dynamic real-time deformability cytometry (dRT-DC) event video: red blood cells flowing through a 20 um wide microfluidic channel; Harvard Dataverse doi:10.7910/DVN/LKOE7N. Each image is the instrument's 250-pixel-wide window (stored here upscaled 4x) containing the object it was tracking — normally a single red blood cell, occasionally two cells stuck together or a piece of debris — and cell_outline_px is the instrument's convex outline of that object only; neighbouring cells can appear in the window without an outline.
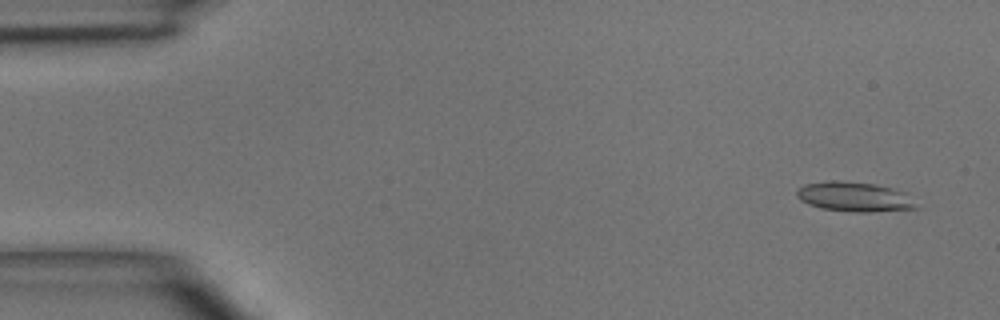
{"species": "common noctule bat (a hibernating species)", "species_latin": "Nyctalus noctula", "temperature_condition": "room temperature", "stored_images_in_passage": 4, "segment_of_instrument_passage": [1, 2], "camera_frame_rate_fps": 3000, "um_per_image_px": 0.085, "animal": {"sex": "male", "body_mass_g": 15.6}, "frame": {"image": 1, "passage_image": 1, "time_ms": 0.0, "image_size_px": [1000, 320], "cell_outline_px": [[920, 208], [872, 212], [856, 212], [820, 208], [808, 204], [800, 200], [796, 196], [796, 192], [804, 184], [828, 180], [832, 180], [876, 184], [892, 188], [904, 192]], "centroid_in_image_um": [72.6, 16.73], "position_along_channel_um": 12.4, "area_um2": 20.63}}
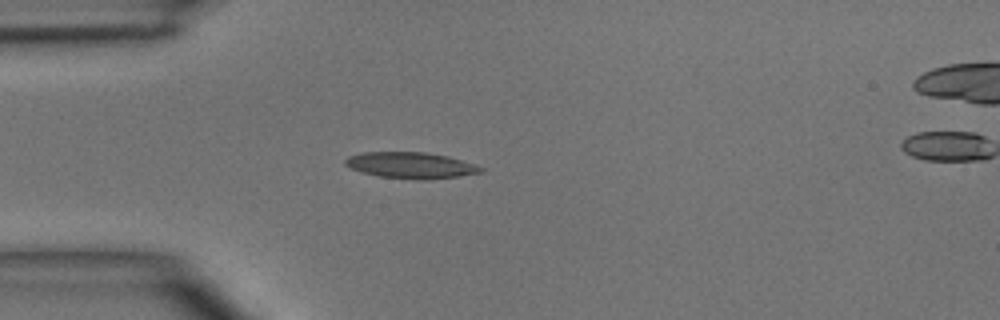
{"frame": {"image": 2, "passage_image": 3, "time_ms": 3.333, "image_size_px": [1000, 320], "cell_outline_px": [[484, 172], [428, 180], [420, 180], [380, 176], [364, 172], [352, 168], [344, 164], [344, 160], [348, 156], [360, 152], [424, 152], [448, 156], [484, 168]], "centroid_in_image_um": [34.9, 14.04], "position_along_channel_um": 50.1, "area_um2": 20.46}}